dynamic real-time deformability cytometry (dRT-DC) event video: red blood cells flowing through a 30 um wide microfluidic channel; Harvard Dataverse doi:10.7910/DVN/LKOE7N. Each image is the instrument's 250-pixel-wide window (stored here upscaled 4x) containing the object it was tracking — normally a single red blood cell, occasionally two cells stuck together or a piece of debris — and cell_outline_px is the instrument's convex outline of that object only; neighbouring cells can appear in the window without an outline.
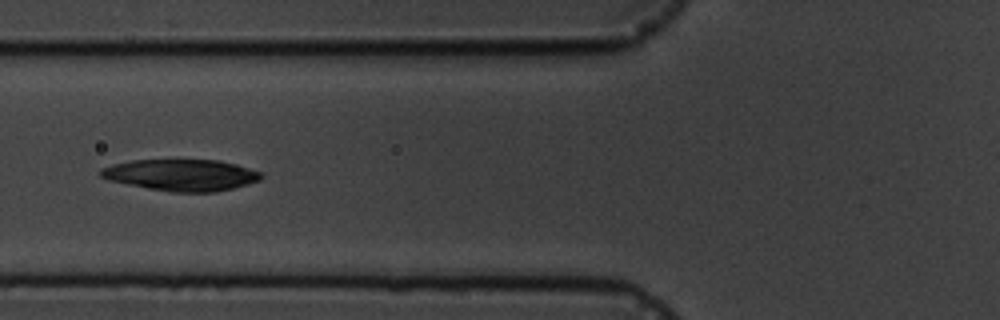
{"species": "common noctule bat (a hibernating species)", "species_latin": "Nyctalus noctula", "temperature_condition": "cold", "stored_images_in_passage": 16, "segment_of_instrument_passage": [1, 2], "camera_frame_rate_fps": 3000, "um_per_image_px": 0.085, "animal": {"sex": "male", "body_mass_g": 19.5, "forearm_length_mm": 54.6}, "frame": {"image": 1, "passage_image": 6, "time_ms": 6.0, "image_size_px": [1000, 320], "cell_outline_px": [[264, 176], [260, 180], [248, 184], [216, 192], [172, 192], [148, 188], [108, 180], [100, 176], [100, 168], [112, 164], [132, 160], [176, 156], [220, 160], [236, 164], [264, 172]], "centroid_in_image_um": [15.43, 14.81], "position_along_channel_um": 110.4, "area_um2": 30.87}}
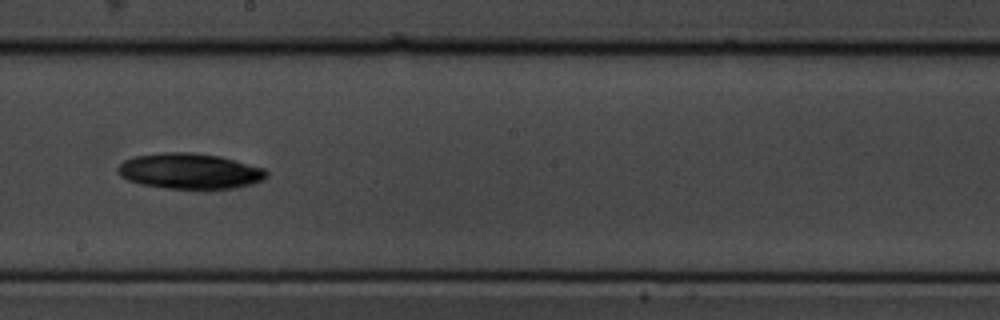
{"frame": {"image": 2, "passage_image": 9, "time_ms": 9.333, "image_size_px": [1000, 320], "cell_outline_px": [[268, 176], [264, 180], [252, 184], [236, 188], [204, 192], [168, 188], [140, 184], [128, 180], [120, 176], [116, 172], [116, 168], [124, 160], [132, 156], [164, 152], [192, 152], [220, 156], [264, 168], [268, 172]], "centroid_in_image_um": [16.15, 14.58], "position_along_channel_um": 232.1, "area_um2": 31.96}}
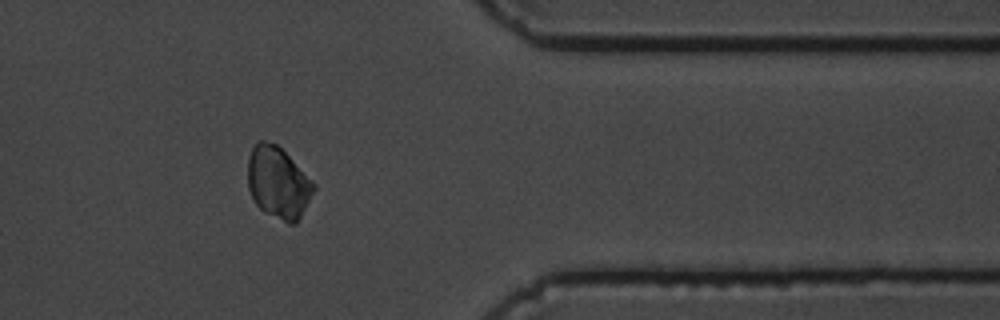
{"frame": {"image": 3, "passage_image": 13, "time_ms": 14.0, "image_size_px": [1000, 320], "cell_outline_px": [[316, 188], [296, 224], [288, 224], [264, 212], [256, 204], [248, 188], [248, 156], [252, 148], [260, 140], [264, 140], [276, 144], [316, 184]], "centroid_in_image_um": [23.64, 15.54], "position_along_channel_um": 387.8, "area_um2": 27.4}}